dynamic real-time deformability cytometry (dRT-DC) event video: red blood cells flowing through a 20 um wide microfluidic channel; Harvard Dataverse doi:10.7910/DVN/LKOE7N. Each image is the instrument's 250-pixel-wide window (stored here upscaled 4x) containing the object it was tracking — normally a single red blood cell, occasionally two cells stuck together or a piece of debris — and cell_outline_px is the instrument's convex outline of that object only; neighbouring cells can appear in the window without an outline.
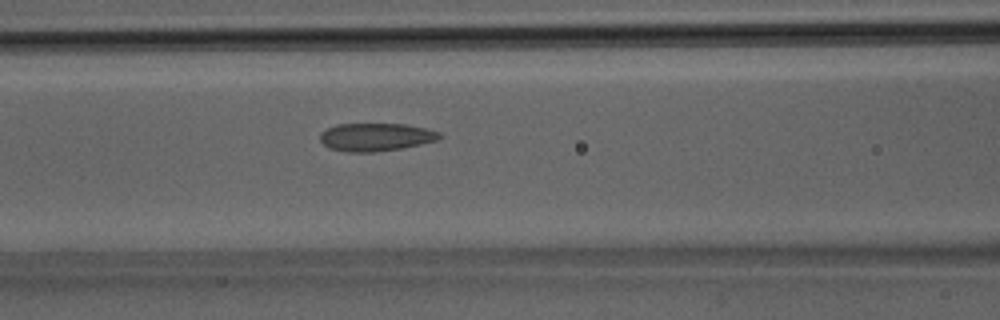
{"species": "Egyptian fruit bat (a non-hibernating species)", "species_latin": "Rousettus aegyptiacus", "temperature_condition": "room temperature", "stored_images_in_passage": 21, "camera_frame_rate_fps": 3000, "um_per_image_px": 0.085, "animal": {"sex": "male"}, "frame": {"image": 1, "passage_image": 7, "time_ms": 2.0, "image_size_px": [1000, 320], "cell_outline_px": [[444, 136], [436, 140], [420, 144], [400, 148], [376, 152], [348, 152], [328, 148], [320, 140], [320, 132], [336, 124], [404, 124], [424, 128], [440, 132]], "centroid_in_image_um": [31.92, 11.65], "position_along_channel_um": 134.7, "area_um2": 19.42}}